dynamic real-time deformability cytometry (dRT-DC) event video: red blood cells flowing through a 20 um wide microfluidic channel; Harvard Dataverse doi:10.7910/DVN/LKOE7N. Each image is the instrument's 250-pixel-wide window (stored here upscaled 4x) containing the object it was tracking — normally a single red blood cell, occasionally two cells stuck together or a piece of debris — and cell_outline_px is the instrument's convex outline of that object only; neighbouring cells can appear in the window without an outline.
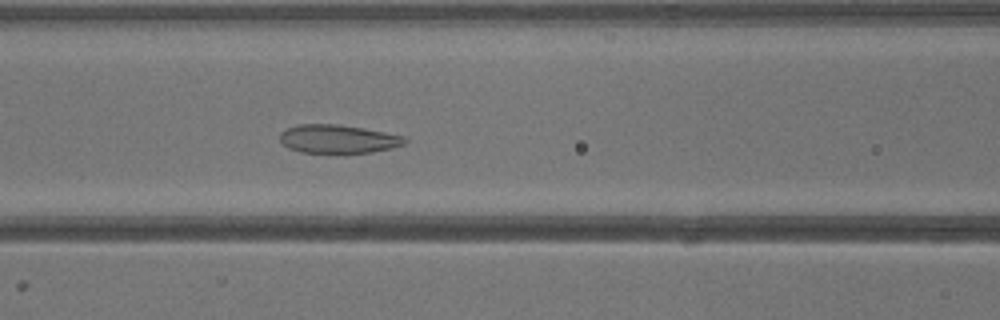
{"species": "common noctule bat (a hibernating species)", "species_latin": "Nyctalus noctula", "temperature_condition": "warm", "stored_images_in_passage": 41, "camera_frame_rate_fps": 3000, "um_per_image_px": 0.085, "animal": {"sex": "male", "body_mass_g": 13.3}, "frame": {"image": 1, "passage_image": 18, "time_ms": 5.667, "image_size_px": [1000, 320], "cell_outline_px": [[408, 140], [404, 144], [372, 152], [344, 156], [300, 152], [288, 148], [280, 140], [280, 132], [288, 128], [300, 124], [336, 124], [364, 128], [404, 136]], "centroid_in_image_um": [28.72, 11.86], "position_along_channel_um": 137.9, "area_um2": 21.44}}
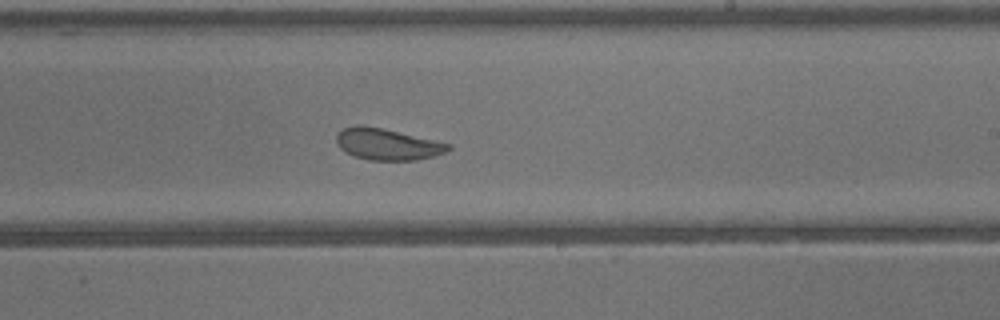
{"frame": {"image": 2, "passage_image": 25, "time_ms": 8.0, "image_size_px": [1000, 320], "cell_outline_px": [[452, 148], [436, 156], [416, 160], [368, 160], [344, 152], [336, 144], [336, 136], [344, 128], [356, 124], [360, 124], [380, 128], [452, 144]], "centroid_in_image_um": [32.91, 12.27], "position_along_channel_um": 256.1, "area_um2": 20.4}}
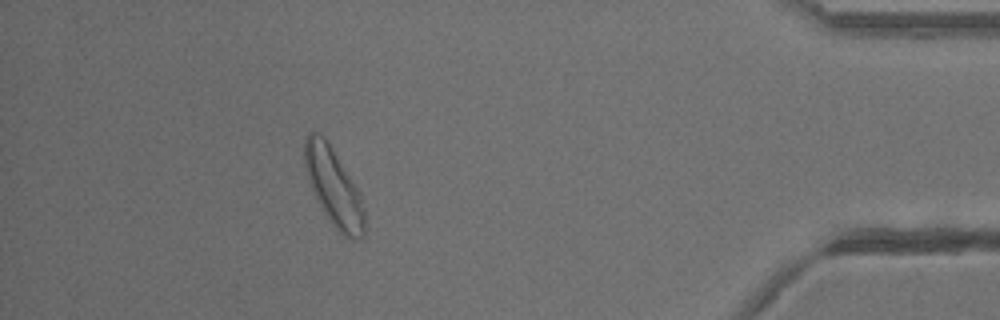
{"frame": {"image": 3, "passage_image": 37, "time_ms": 12.0, "image_size_px": [1000, 320], "cell_outline_px": [[364, 236], [360, 240], [352, 240], [344, 236], [332, 224], [324, 212], [312, 188], [304, 164], [304, 140], [308, 132], [316, 132], [324, 136], [332, 148], [356, 188], [364, 212]], "centroid_in_image_um": [28.34, 15.9], "position_along_channel_um": 406.9, "area_um2": 26.36}}